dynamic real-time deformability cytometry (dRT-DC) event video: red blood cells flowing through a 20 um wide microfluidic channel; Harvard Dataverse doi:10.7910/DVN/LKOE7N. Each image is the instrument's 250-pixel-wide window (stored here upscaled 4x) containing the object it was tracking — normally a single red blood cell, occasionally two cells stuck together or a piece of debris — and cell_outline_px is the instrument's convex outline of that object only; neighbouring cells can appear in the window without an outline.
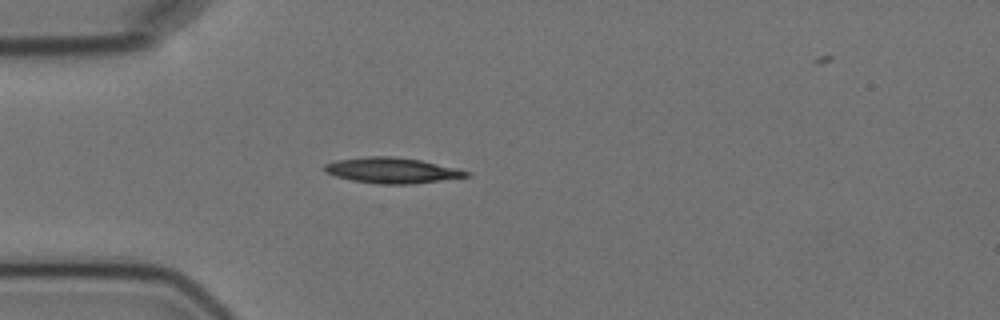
{"species": "Egyptian fruit bat (a non-hibernating species)", "species_latin": "Rousettus aegyptiacus", "temperature_condition": "cold", "stored_images_in_passage": 5, "camera_frame_rate_fps": 3000, "um_per_image_px": 0.085, "animal": {"sex": "female"}, "frame": {"image": 1, "passage_image": 4, "time_ms": 3.667, "image_size_px": [1000, 320], "cell_outline_px": [[472, 176], [412, 184], [376, 184], [352, 180], [336, 176], [324, 172], [324, 164], [336, 160], [368, 156], [396, 156], [420, 160], [456, 168], [472, 172]], "centroid_in_image_um": [33.33, 14.48], "position_along_channel_um": 51.7, "area_um2": 21.27}}